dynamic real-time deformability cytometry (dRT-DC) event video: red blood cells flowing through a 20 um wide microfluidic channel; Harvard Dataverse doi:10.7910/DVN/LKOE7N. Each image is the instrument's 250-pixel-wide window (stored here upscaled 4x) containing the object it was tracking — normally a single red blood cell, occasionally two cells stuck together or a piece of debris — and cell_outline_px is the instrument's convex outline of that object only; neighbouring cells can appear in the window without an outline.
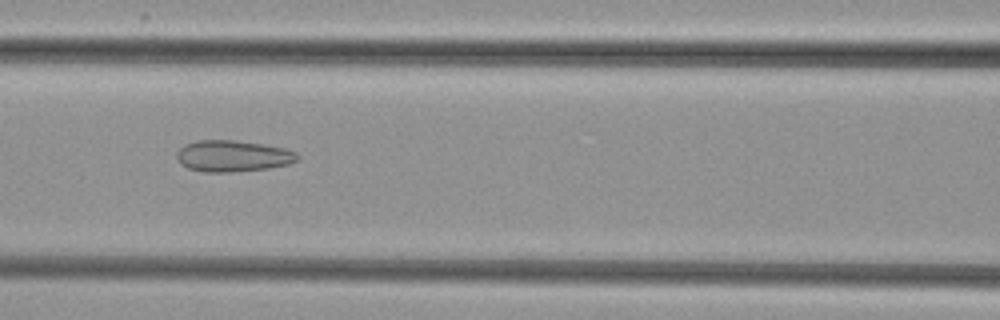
{"species": "common noctule bat (a hibernating species)", "species_latin": "Nyctalus noctula", "temperature_condition": "cold", "stored_images_in_passage": 47, "camera_frame_rate_fps": 3000, "um_per_image_px": 0.085, "animal": {"sex": "female", "body_mass_g": 29.2, "forearm_length_mm": 56.3}, "frame": {"image": 1, "passage_image": 18, "time_ms": 5.667, "image_size_px": [1000, 320], "cell_outline_px": [[300, 156], [296, 160], [288, 164], [268, 168], [232, 172], [204, 172], [188, 168], [180, 164], [176, 160], [176, 152], [184, 144], [196, 140], [236, 140], [264, 144], [284, 148], [296, 152]], "centroid_in_image_um": [19.75, 13.25], "position_along_channel_um": 146.9, "area_um2": 22.25}}
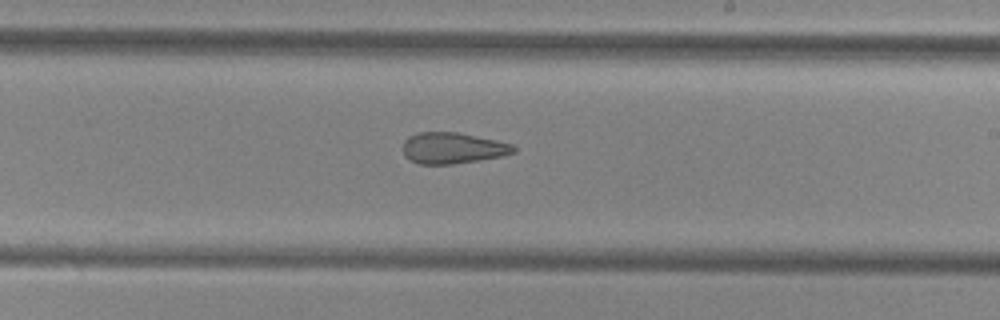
{"frame": {"image": 2, "passage_image": 26, "time_ms": 8.333, "image_size_px": [1000, 320], "cell_outline_px": [[516, 152], [504, 156], [480, 160], [452, 164], [420, 164], [412, 160], [404, 152], [404, 140], [408, 136], [420, 132], [456, 132], [496, 140], [512, 144], [516, 148]], "centroid_in_image_um": [38.52, 12.58], "position_along_channel_um": 250.5, "area_um2": 19.94}}
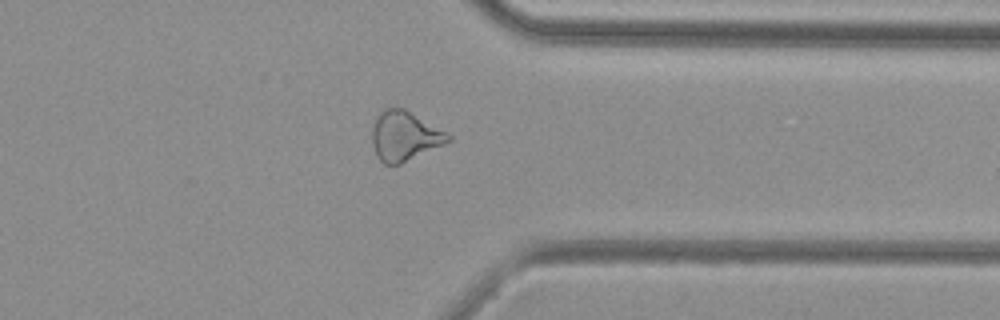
{"frame": {"image": 3, "passage_image": 36, "time_ms": 11.667, "image_size_px": [1000, 320], "cell_outline_px": [[452, 140], [444, 144], [400, 164], [384, 164], [376, 156], [372, 144], [372, 128], [380, 112], [384, 108], [404, 108], [452, 136]], "centroid_in_image_um": [34.37, 11.57], "position_along_channel_um": 377.0, "area_um2": 21.68}}